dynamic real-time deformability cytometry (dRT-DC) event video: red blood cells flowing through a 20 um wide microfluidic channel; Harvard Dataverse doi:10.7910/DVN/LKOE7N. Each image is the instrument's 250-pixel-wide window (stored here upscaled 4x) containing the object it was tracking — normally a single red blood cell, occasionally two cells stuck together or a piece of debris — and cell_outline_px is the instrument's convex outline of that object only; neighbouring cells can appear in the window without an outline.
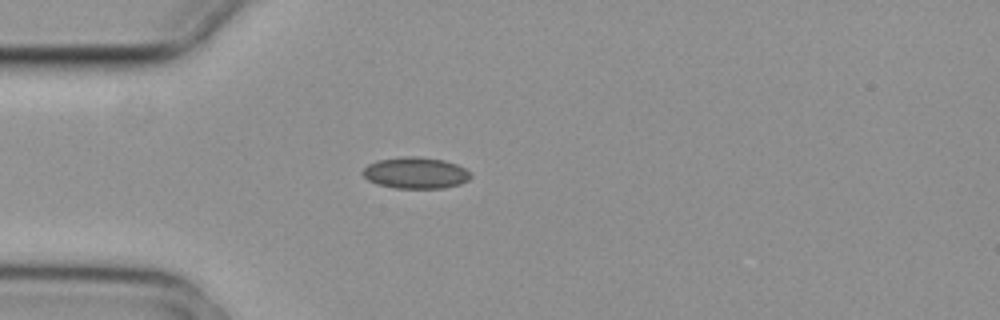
{"species": "common noctule bat (a hibernating species)", "species_latin": "Nyctalus noctula", "temperature_condition": "cold", "stored_images_in_passage": 4, "camera_frame_rate_fps": 3000, "um_per_image_px": 0.085, "animal": {"sex": "female", "body_mass_g": 29.2, "forearm_length_mm": 56.3}, "frame": {"image": 1, "passage_image": 3, "time_ms": 0.667, "image_size_px": [1000, 320], "cell_outline_px": [[472, 176], [468, 180], [460, 184], [444, 188], [396, 188], [376, 184], [368, 180], [360, 172], [368, 164], [376, 160], [404, 156], [416, 156], [444, 160], [456, 164], [472, 172]], "centroid_in_image_um": [35.32, 14.69], "position_along_channel_um": 49.7, "area_um2": 19.94}}